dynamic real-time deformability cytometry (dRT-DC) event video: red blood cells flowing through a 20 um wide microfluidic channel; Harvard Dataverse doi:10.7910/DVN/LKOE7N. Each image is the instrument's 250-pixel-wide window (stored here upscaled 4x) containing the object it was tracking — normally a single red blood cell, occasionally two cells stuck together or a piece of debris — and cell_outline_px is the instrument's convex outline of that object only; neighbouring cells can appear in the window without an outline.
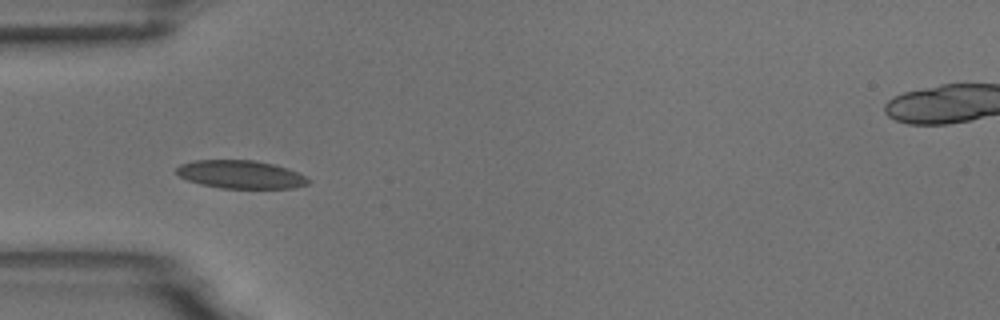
{"species": "common noctule bat (a hibernating species)", "species_latin": "Nyctalus noctula", "temperature_condition": "room temperature", "stored_images_in_passage": 39, "camera_frame_rate_fps": 3000, "um_per_image_px": 0.085, "animal": {"sex": "male", "body_mass_g": 18.8}, "frame": {"image": 1, "passage_image": 1, "time_ms": 0.0, "image_size_px": [1000, 320], "cell_outline_px": [[312, 180], [308, 184], [292, 188], [220, 188], [200, 184], [188, 180], [180, 176], [176, 172], [176, 168], [180, 164], [196, 160], [252, 160], [276, 164], [288, 168]], "centroid_in_image_um": [20.47, 14.82], "position_along_channel_um": 64.5, "area_um2": 21.62}}
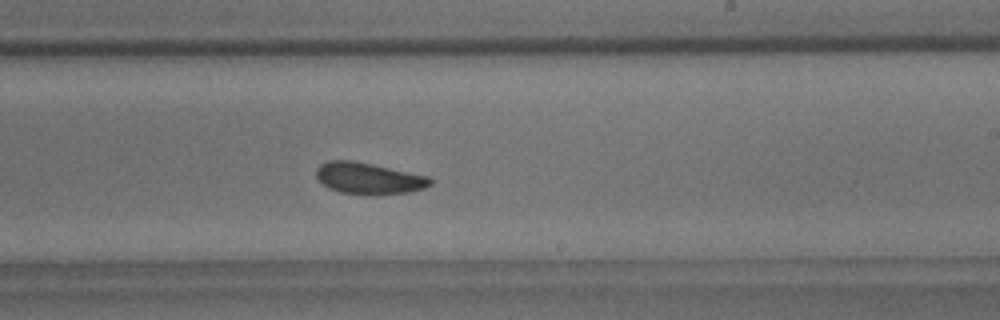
{"frame": {"image": 2, "passage_image": 17, "time_ms": 5.333, "image_size_px": [1000, 320], "cell_outline_px": [[432, 184], [424, 188], [408, 192], [368, 196], [340, 192], [328, 188], [316, 176], [316, 168], [320, 164], [328, 160], [352, 160], [372, 164], [428, 176], [432, 180]], "centroid_in_image_um": [31.32, 15.17], "position_along_channel_um": 257.7, "area_um2": 21.04}}
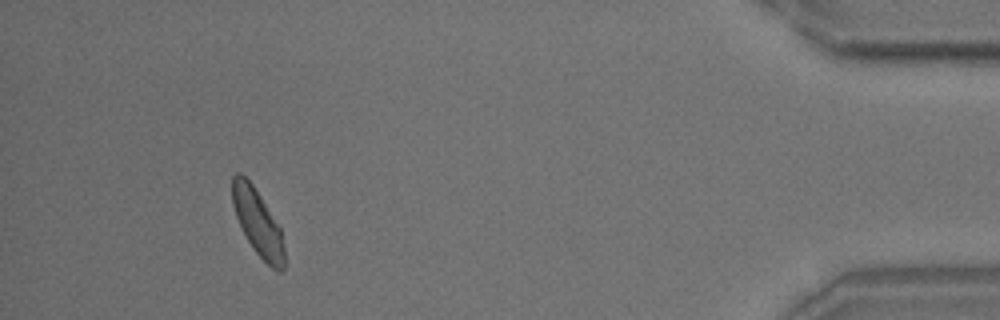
{"frame": {"image": 3, "passage_image": 35, "time_ms": 11.333, "image_size_px": [1000, 320], "cell_outline_px": [[284, 268], [280, 272], [276, 272], [252, 248], [236, 216], [232, 204], [232, 176], [236, 172], [240, 172], [252, 184], [260, 196], [280, 228], [284, 248]], "centroid_in_image_um": [21.9, 18.91], "position_along_channel_um": 413.3, "area_um2": 19.71}, "authors_computed_cell_mechanics": {"area_um2": 20.8658, "velocity_mm_per_s": 3.6405, "shape_relaxation_time_tau1_ms": 2.9947, "shape_relaxation_time_tau2_ms": 2.2466, "deformation_change_tau1": 0.0751, "deformation_change_tau2": 0.0726}}